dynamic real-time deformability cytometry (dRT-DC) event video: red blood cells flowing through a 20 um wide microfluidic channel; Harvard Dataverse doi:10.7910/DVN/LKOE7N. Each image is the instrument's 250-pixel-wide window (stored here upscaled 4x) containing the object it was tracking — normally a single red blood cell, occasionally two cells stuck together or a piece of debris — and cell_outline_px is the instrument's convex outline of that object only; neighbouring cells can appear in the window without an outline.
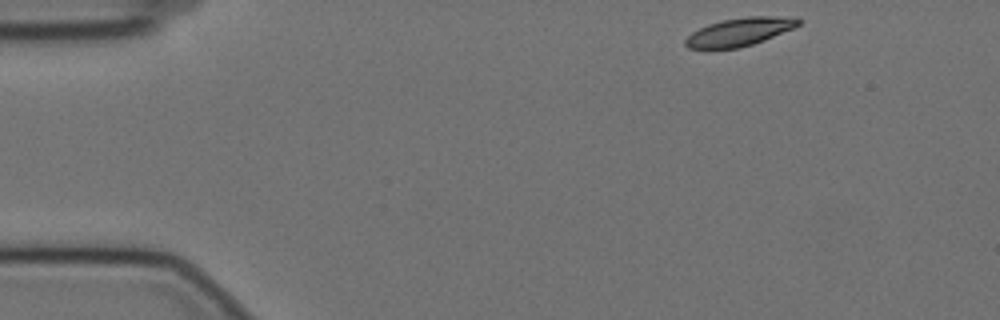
{"species": "Egyptian fruit bat (a non-hibernating species)", "species_latin": "Rousettus aegyptiacus", "temperature_condition": "cold", "stored_images_in_passage": 7, "camera_frame_rate_fps": 3000, "um_per_image_px": 0.085, "animal": {"sex": "female"}, "frame": {"image": 1, "passage_image": 1, "time_ms": 0.0, "image_size_px": [1000, 320], "cell_outline_px": [[804, 20], [800, 24], [792, 28], [764, 40], [740, 48], [688, 48], [684, 44], [684, 40], [692, 32], [708, 24], [724, 20], [748, 16], [772, 16]], "centroid_in_image_um": [62.83, 2.71], "position_along_channel_um": 22.2, "area_um2": 18.09}}